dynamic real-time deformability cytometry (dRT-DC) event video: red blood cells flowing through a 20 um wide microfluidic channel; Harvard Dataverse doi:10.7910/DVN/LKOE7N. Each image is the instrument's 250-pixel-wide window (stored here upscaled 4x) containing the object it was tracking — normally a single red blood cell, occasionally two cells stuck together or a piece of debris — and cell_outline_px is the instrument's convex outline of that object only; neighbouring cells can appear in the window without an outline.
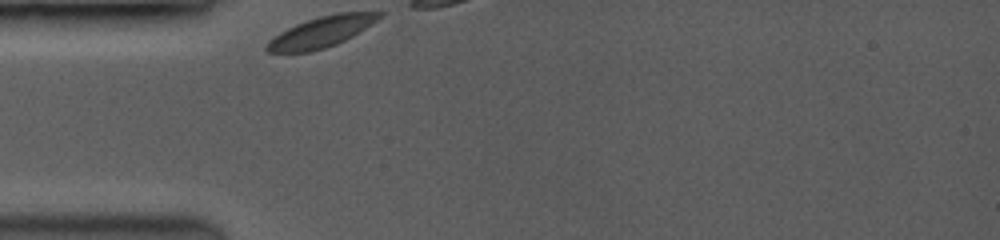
{"species": "common noctule bat (a hibernating species)", "species_latin": "Nyctalus noctula", "temperature_condition": "room temperature", "stored_images_in_passage": 5, "camera_frame_rate_fps": 3500, "um_per_image_px": 0.085, "animal": {"sex": "female", "body_mass_g": 19.0, "forearm_length_mm": 53.3}, "frame": {"image": 1, "passage_image": 1, "time_ms": 0.0, "image_size_px": [1000, 240], "cell_outline_px": [[384, 16], [352, 36], [336, 44], [312, 52], [268, 52], [264, 48], [264, 44], [268, 40], [280, 32], [296, 24], [320, 16], [336, 12], [384, 12]], "centroid_in_image_um": [27.3, 2.71], "position_along_channel_um": 57.7, "area_um2": 20.11}}